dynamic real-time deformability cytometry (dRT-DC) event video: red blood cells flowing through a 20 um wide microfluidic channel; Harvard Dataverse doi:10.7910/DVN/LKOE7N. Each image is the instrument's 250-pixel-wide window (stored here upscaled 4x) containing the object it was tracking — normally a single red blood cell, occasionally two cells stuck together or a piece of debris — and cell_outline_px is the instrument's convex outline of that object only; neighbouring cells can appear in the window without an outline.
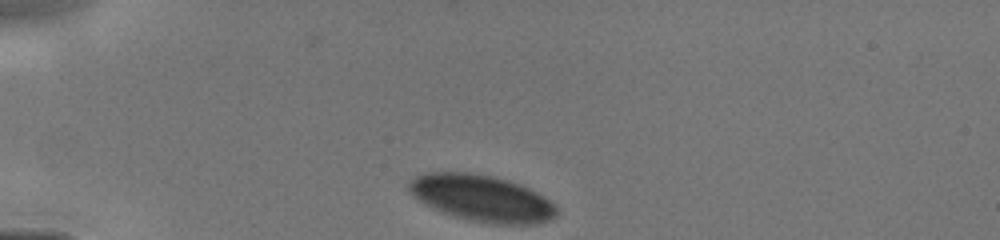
{"species": "human", "species_latin": "Homo sapiens", "temperature_condition": "cold", "stored_images_in_passage": 7, "camera_frame_rate_fps": 3000, "um_per_image_px": 0.085, "donor": {"sex": "male"}, "frame": {"image": 1, "passage_image": 1, "time_ms": 0.0, "image_size_px": [1000, 240], "cell_outline_px": [[556, 216], [548, 220], [536, 224], [492, 224], [468, 220], [452, 216], [432, 208], [412, 196], [408, 192], [408, 184], [416, 176], [424, 172], [468, 172], [492, 176], [508, 180], [520, 184], [544, 196], [556, 208]], "centroid_in_image_um": [40.91, 16.85], "position_along_channel_um": 44.1, "area_um2": 40.06}}
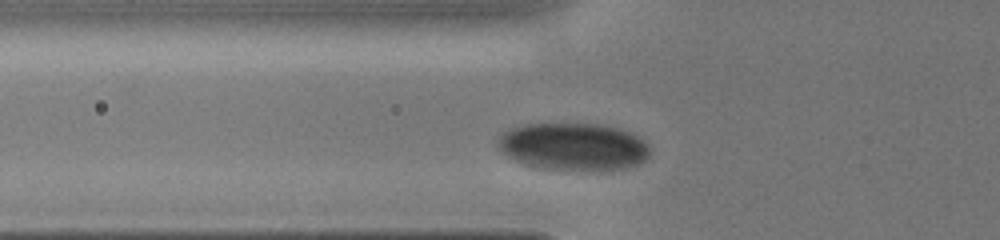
{"frame": {"image": 2, "passage_image": 6, "time_ms": 1.667, "image_size_px": [1000, 240], "cell_outline_px": [[648, 160], [624, 168], [544, 168], [528, 164], [516, 160], [500, 152], [496, 148], [496, 140], [500, 132], [508, 128], [524, 124], [600, 124], [620, 128], [632, 132], [644, 140], [648, 144]], "centroid_in_image_um": [48.68, 12.41], "position_along_channel_um": 77.1, "area_um2": 41.67}}